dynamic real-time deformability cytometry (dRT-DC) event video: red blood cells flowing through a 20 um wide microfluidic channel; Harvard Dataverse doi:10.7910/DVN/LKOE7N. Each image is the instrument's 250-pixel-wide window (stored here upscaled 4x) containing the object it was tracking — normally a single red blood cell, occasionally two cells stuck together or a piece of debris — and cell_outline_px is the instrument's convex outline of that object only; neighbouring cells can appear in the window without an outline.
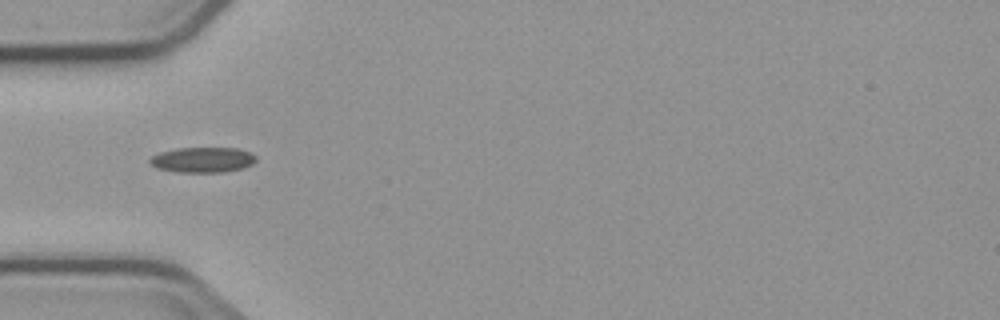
{"species": "common noctule bat (a hibernating species)", "species_latin": "Nyctalus noctula", "temperature_condition": "cold", "stored_images_in_passage": 2, "camera_frame_rate_fps": 3000, "um_per_image_px": 0.085, "animal": {"sex": "male", "body_mass_g": 23.1, "forearm_length_mm": 52.7}, "frame": {"image": 1, "passage_image": 2, "time_ms": 1.333, "image_size_px": [1000, 320], "cell_outline_px": [[256, 160], [252, 164], [244, 168], [224, 172], [176, 172], [156, 168], [148, 160], [152, 156], [160, 152], [176, 148], [236, 148], [248, 152], [256, 156]], "centroid_in_image_um": [17.21, 13.59], "position_along_channel_um": 67.8, "area_um2": 15.66}}